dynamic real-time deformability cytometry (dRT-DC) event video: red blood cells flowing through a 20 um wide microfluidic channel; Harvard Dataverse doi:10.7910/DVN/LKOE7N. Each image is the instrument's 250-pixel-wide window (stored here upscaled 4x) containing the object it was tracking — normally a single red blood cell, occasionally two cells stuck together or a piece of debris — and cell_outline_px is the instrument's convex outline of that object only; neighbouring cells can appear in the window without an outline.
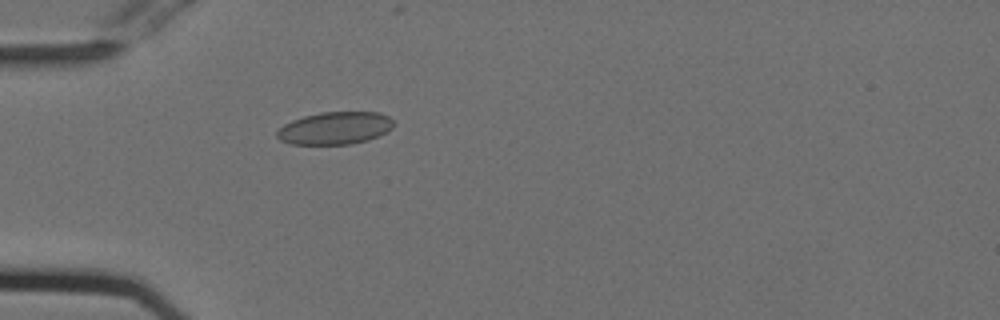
{"species": "Egyptian fruit bat (a non-hibernating species)", "species_latin": "Rousettus aegyptiacus", "temperature_condition": "cold", "stored_images_in_passage": 55, "camera_frame_rate_fps": 3000, "um_per_image_px": 0.085, "animal": {"sex": "female"}, "frame": {"image": 1, "passage_image": 17, "time_ms": 5.333, "image_size_px": [1000, 320], "cell_outline_px": [[396, 124], [388, 132], [368, 140], [348, 144], [292, 144], [280, 140], [276, 136], [276, 132], [284, 124], [292, 120], [304, 116], [320, 112], [380, 112], [388, 116]], "centroid_in_image_um": [28.5, 10.88], "position_along_channel_um": 56.5, "area_um2": 22.2}}
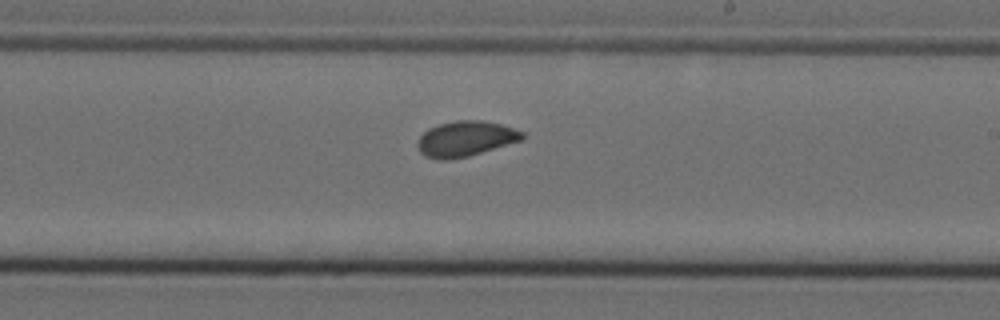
{"frame": {"image": 2, "passage_image": 33, "time_ms": 10.667, "image_size_px": [1000, 320], "cell_outline_px": [[524, 140], [468, 156], [448, 160], [440, 160], [424, 156], [416, 148], [416, 140], [428, 128], [440, 124], [456, 120], [480, 120], [500, 124], [524, 132]], "centroid_in_image_um": [39.54, 11.8], "position_along_channel_um": 249.5, "area_um2": 21.73}}
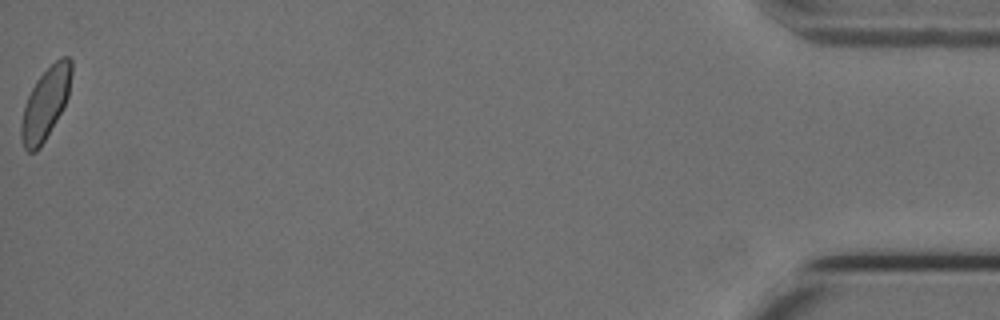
{"frame": {"image": 3, "passage_image": 55, "time_ms": 18.0, "image_size_px": [1000, 320], "cell_outline_px": [[72, 72], [68, 96], [64, 108], [40, 148], [36, 152], [28, 152], [24, 148], [20, 136], [20, 124], [24, 108], [28, 96], [36, 80], [60, 56], [68, 56], [72, 60]], "centroid_in_image_um": [3.87, 8.81], "position_along_channel_um": 431.3, "area_um2": 21.04}, "authors_computed_cell_mechanics": {"area_um2": 21.5594, "velocity_mm_per_s": 3.7539, "shape_relaxation_time_tau1_ms": 7.911, "shape_relaxation_time_tau2_ms": 1.7191, "deformation_change_tau1": 0.0858, "deformation_change_tau2": 0.035}}